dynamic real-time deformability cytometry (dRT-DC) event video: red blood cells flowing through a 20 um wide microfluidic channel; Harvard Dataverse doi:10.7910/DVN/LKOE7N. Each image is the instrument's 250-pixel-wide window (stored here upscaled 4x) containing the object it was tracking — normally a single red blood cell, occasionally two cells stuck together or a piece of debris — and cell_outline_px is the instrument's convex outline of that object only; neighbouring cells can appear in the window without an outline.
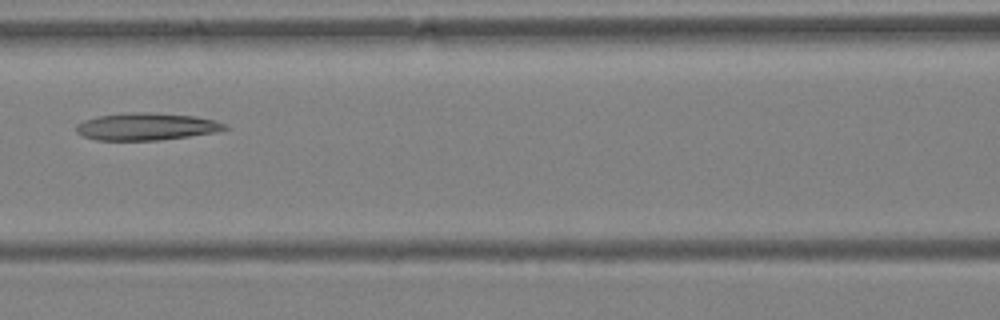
{"species": "Egyptian fruit bat (a non-hibernating species)", "species_latin": "Rousettus aegyptiacus", "temperature_condition": "warm", "stored_images_in_passage": 4, "camera_frame_rate_fps": 3000, "um_per_image_px": 0.085, "animal": {"sex": "female"}, "frame": {"image": 1, "passage_image": 4, "time_ms": 1.0, "image_size_px": [1000, 320], "cell_outline_px": [[228, 128], [216, 132], [160, 140], [96, 140], [84, 136], [76, 132], [76, 124], [84, 120], [96, 116], [124, 112], [148, 112], [192, 116], [216, 120], [224, 124]], "centroid_in_image_um": [12.39, 10.75], "position_along_channel_um": 154.2, "area_um2": 23.58}}